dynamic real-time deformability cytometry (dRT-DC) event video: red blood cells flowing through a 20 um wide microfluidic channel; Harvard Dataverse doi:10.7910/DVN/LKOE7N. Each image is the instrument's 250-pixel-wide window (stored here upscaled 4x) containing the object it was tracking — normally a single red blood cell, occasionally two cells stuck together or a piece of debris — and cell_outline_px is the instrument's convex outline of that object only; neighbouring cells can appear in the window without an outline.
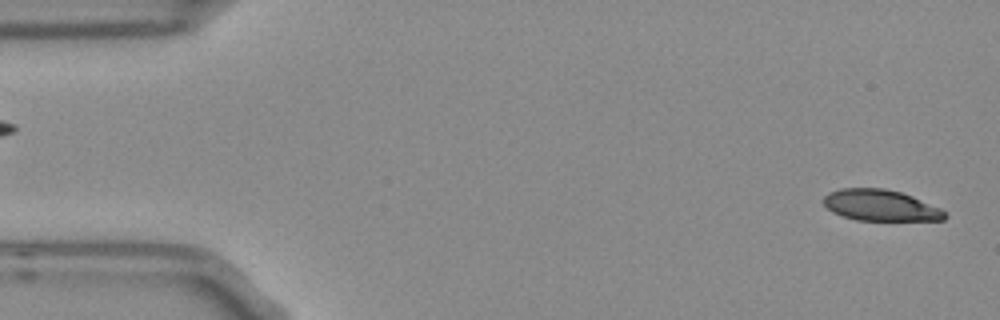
{"species": "Egyptian fruit bat (a non-hibernating species)", "species_latin": "Rousettus aegyptiacus", "temperature_condition": "room temperature", "stored_images_in_passage": 5, "segment_of_instrument_passage": [2, 2], "camera_frame_rate_fps": 3000, "um_per_image_px": 0.085, "frame": {"image": 1, "passage_image": 5, "time_ms": 1.333, "image_size_px": [1000, 320], "cell_outline_px": [[948, 216], [944, 220], [856, 220], [832, 212], [824, 204], [824, 196], [828, 192], [840, 188], [884, 188], [900, 192], [912, 196], [940, 208]], "centroid_in_image_um": [74.83, 17.45], "position_along_channel_um": 10.2, "area_um2": 21.91}}